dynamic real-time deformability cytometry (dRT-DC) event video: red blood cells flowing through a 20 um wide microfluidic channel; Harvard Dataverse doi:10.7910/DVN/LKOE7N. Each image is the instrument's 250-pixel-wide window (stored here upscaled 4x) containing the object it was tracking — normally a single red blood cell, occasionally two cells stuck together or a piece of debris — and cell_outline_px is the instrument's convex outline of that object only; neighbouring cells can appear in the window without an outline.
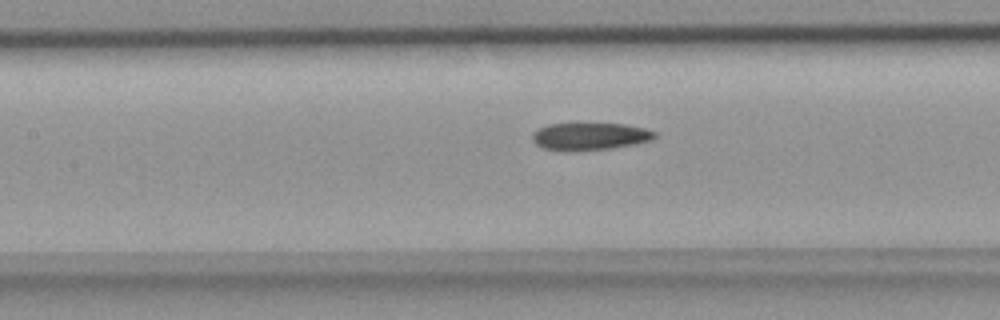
{"species": "common noctule bat (a hibernating species)", "species_latin": "Nyctalus noctula", "temperature_condition": "room temperature", "stored_images_in_passage": 48, "camera_frame_rate_fps": 3000, "um_per_image_px": 0.085, "animal": {"sex": "female", "body_mass_g": 18.4}, "frame": {"image": 1, "passage_image": 22, "time_ms": 7.0, "image_size_px": [1000, 320], "cell_outline_px": [[656, 136], [652, 140], [636, 144], [612, 148], [544, 148], [536, 144], [532, 140], [532, 132], [548, 124], [624, 124], [644, 128], [656, 132]], "centroid_in_image_um": [50.2, 11.55], "position_along_channel_um": 157.2, "area_um2": 18.61}}
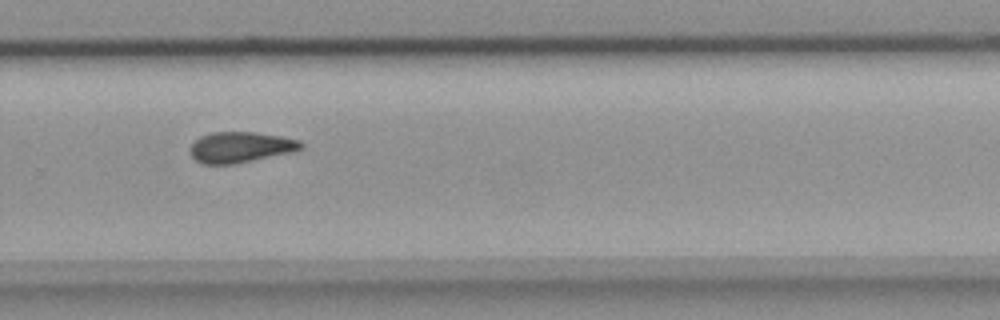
{"frame": {"image": 2, "passage_image": 33, "time_ms": 10.667, "image_size_px": [1000, 320], "cell_outline_px": [[304, 148], [288, 152], [236, 164], [204, 164], [196, 160], [192, 156], [192, 144], [200, 136], [212, 132], [256, 132], [280, 136], [300, 140], [304, 144]], "centroid_in_image_um": [20.46, 12.5], "position_along_channel_um": 309.3, "area_um2": 19.59}}
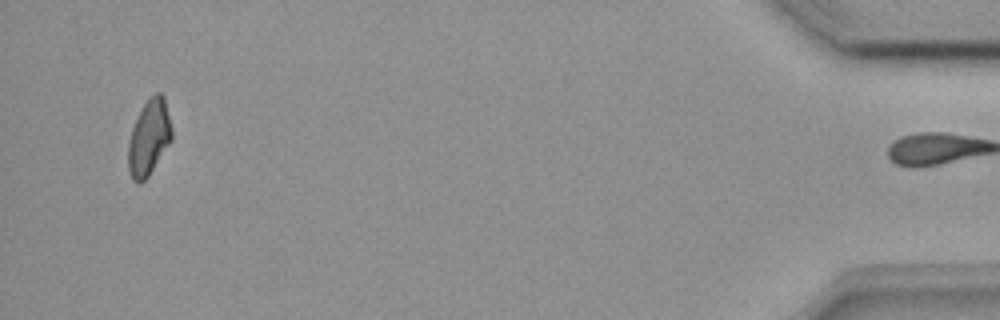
{"frame": {"image": 3, "passage_image": 47, "time_ms": 15.333, "image_size_px": [1000, 320], "cell_outline_px": [[172, 140], [148, 176], [140, 184], [136, 184], [132, 180], [128, 168], [128, 144], [132, 128], [140, 108], [148, 96], [156, 92], [160, 92], [164, 96], [172, 128]], "centroid_in_image_um": [12.66, 11.67], "position_along_channel_um": 422.5, "area_um2": 19.48}}